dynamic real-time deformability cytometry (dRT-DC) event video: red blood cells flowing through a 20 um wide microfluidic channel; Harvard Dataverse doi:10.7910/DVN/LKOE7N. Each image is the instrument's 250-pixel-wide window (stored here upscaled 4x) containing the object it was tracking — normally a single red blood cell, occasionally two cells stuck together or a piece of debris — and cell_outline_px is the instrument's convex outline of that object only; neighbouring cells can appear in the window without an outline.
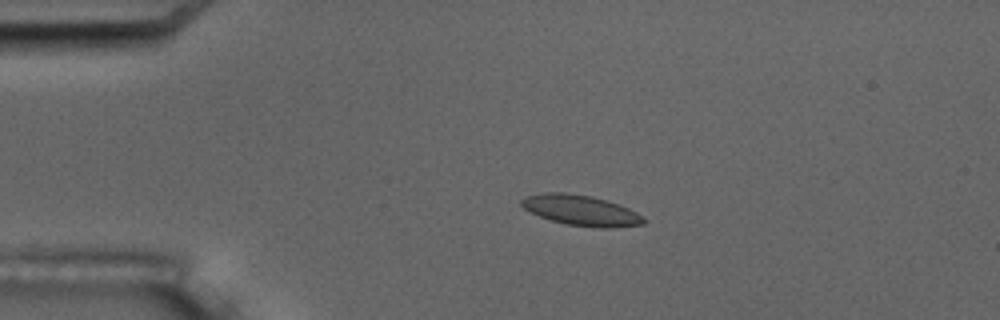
{"species": "common noctule bat (a hibernating species)", "species_latin": "Nyctalus noctula", "temperature_condition": "room temperature", "stored_images_in_passage": 9, "camera_frame_rate_fps": 3000, "um_per_image_px": 0.085, "animal": {"sex": "male", "body_mass_g": 17.5, "forearm_length_mm": 52.3}, "frame": {"image": 1, "passage_image": 4, "time_ms": 3.667, "image_size_px": [1000, 320], "cell_outline_px": [[648, 220], [644, 224], [608, 228], [600, 228], [564, 224], [540, 216], [524, 208], [520, 204], [520, 200], [524, 196], [544, 192], [568, 192], [592, 196], [608, 200], [628, 208], [644, 216]], "centroid_in_image_um": [49.4, 17.87], "position_along_channel_um": 35.6, "area_um2": 21.91}}
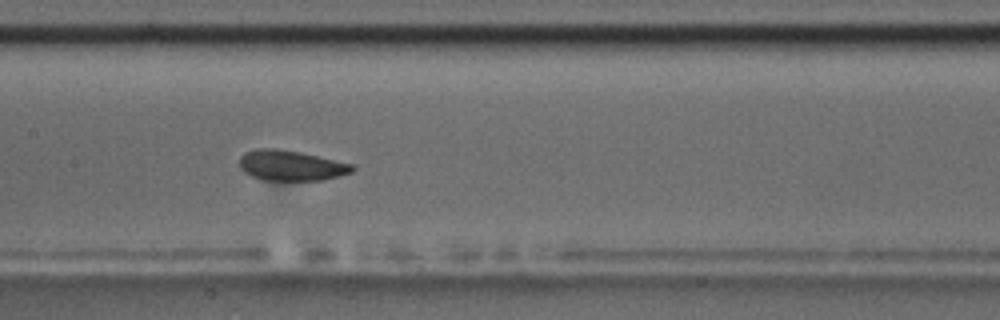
{"frame": {"image": 2, "passage_image": 8, "time_ms": 9.0, "image_size_px": [1000, 320], "cell_outline_px": [[356, 168], [352, 172], [340, 176], [324, 180], [264, 180], [252, 176], [244, 172], [240, 168], [240, 156], [244, 152], [256, 148], [276, 148], [300, 152], [352, 164]], "centroid_in_image_um": [24.72, 14.06], "position_along_channel_um": 182.7, "area_um2": 20.0}}